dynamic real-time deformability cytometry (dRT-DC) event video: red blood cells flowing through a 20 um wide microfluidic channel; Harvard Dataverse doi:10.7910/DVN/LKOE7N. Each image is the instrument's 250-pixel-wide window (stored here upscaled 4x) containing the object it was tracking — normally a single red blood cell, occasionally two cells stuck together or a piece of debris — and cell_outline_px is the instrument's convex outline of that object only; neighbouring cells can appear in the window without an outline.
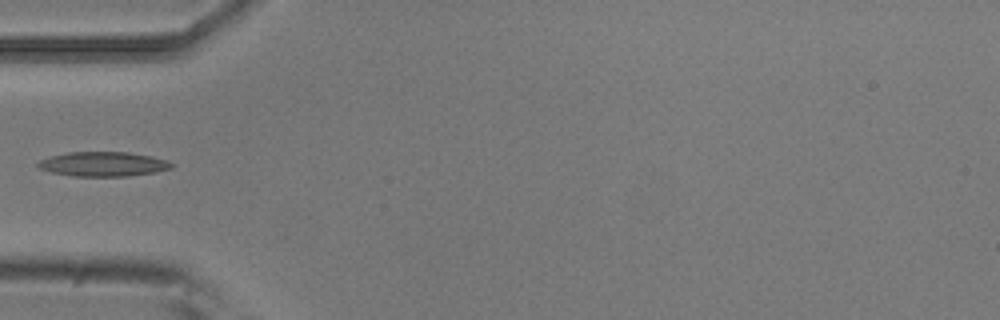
{"species": "common noctule bat (a hibernating species)", "species_latin": "Nyctalus noctula", "temperature_condition": "room temperature", "stored_images_in_passage": 4, "camera_frame_rate_fps": 3000, "um_per_image_px": 0.085, "animal": {"sex": "male", "body_mass_g": 20.5, "forearm_length_mm": 52.5}, "frame": {"image": 1, "passage_image": 4, "time_ms": 1.0, "image_size_px": [1000, 320], "cell_outline_px": [[176, 164], [172, 168], [156, 172], [128, 176], [72, 176], [52, 172], [36, 168], [36, 164], [40, 160], [52, 156], [68, 152], [128, 152], [152, 156], [168, 160]], "centroid_in_image_um": [8.8, 13.95], "position_along_channel_um": 76.2, "area_um2": 19.25}}